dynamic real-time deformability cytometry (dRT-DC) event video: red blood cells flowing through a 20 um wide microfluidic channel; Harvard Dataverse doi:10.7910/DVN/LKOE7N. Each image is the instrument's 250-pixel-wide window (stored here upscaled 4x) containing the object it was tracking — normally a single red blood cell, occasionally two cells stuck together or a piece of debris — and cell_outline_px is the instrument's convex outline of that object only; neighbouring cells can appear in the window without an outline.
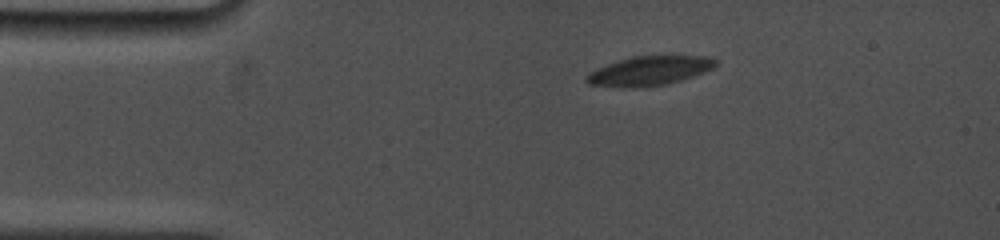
{"species": "common noctule bat (a hibernating species)", "species_latin": "Nyctalus noctula", "temperature_condition": "cold", "stored_images_in_passage": 26, "camera_frame_rate_fps": 5000, "um_per_image_px": 0.085, "animal": {"sex": "female", "body_mass_g": 19.0, "forearm_length_mm": 53.3}, "frame": {"image": 1, "passage_image": 1, "time_ms": 0.0, "image_size_px": [1000, 240], "cell_outline_px": [[716, 64], [712, 68], [704, 72], [680, 80], [664, 84], [624, 88], [588, 84], [584, 80], [584, 76], [588, 72], [608, 64], [632, 56], [708, 56], [716, 60]], "centroid_in_image_um": [55.14, 6.02], "position_along_channel_um": 29.9, "area_um2": 21.73}}
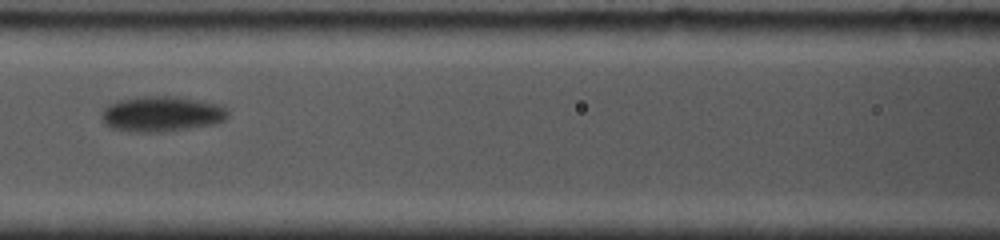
{"frame": {"image": 2, "passage_image": 15, "time_ms": 4.8, "image_size_px": [1000, 240], "cell_outline_px": [[228, 116], [224, 120], [216, 124], [160, 132], [128, 132], [108, 128], [100, 112], [108, 104], [116, 100], [144, 96], [176, 96], [220, 104], [228, 108]], "centroid_in_image_um": [13.73, 9.68], "position_along_channel_um": 152.9, "area_um2": 26.41}}
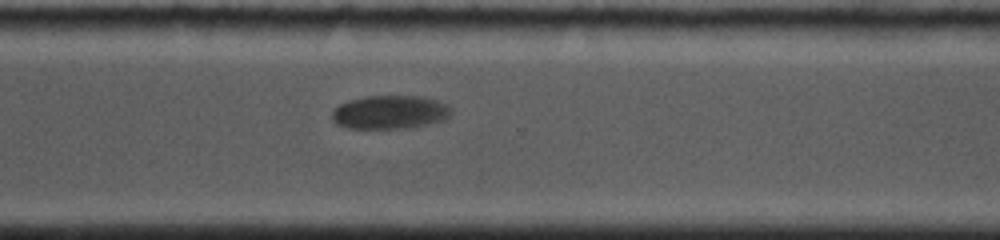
{"frame": {"image": 3, "passage_image": 26, "time_ms": 10.0, "image_size_px": [1000, 240], "cell_outline_px": [[452, 112], [444, 120], [412, 128], [348, 128], [336, 124], [332, 120], [332, 112], [340, 104], [348, 100], [364, 96], [420, 96], [436, 100], [448, 104], [452, 108]], "centroid_in_image_um": [33.16, 9.53], "position_along_channel_um": 337.4, "area_um2": 23.47}}